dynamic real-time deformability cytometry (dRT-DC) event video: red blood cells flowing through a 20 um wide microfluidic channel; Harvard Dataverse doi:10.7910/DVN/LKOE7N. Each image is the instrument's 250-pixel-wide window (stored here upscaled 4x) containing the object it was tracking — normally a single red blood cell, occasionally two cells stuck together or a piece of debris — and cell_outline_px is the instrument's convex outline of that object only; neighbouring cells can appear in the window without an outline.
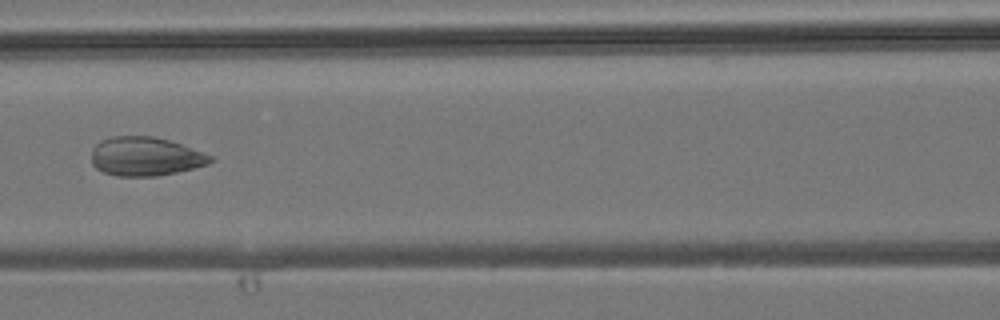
{"species": "common noctule bat (a hibernating species)", "species_latin": "Nyctalus noctula", "temperature_condition": "room temperature", "stored_images_in_passage": 5, "camera_frame_rate_fps": 3000, "um_per_image_px": 0.085, "animal": {"sex": "male", "body_mass_g": 19.2, "forearm_length_mm": 51.8}, "frame": {"image": 1, "passage_image": 5, "time_ms": 5.667, "image_size_px": [1000, 320], "cell_outline_px": [[216, 160], [208, 164], [176, 172], [156, 176], [116, 176], [104, 172], [96, 168], [92, 164], [92, 148], [100, 140], [112, 136], [152, 136], [168, 140], [180, 144], [212, 156]], "centroid_in_image_um": [12.33, 13.3], "position_along_channel_um": 154.3, "area_um2": 26.82}}